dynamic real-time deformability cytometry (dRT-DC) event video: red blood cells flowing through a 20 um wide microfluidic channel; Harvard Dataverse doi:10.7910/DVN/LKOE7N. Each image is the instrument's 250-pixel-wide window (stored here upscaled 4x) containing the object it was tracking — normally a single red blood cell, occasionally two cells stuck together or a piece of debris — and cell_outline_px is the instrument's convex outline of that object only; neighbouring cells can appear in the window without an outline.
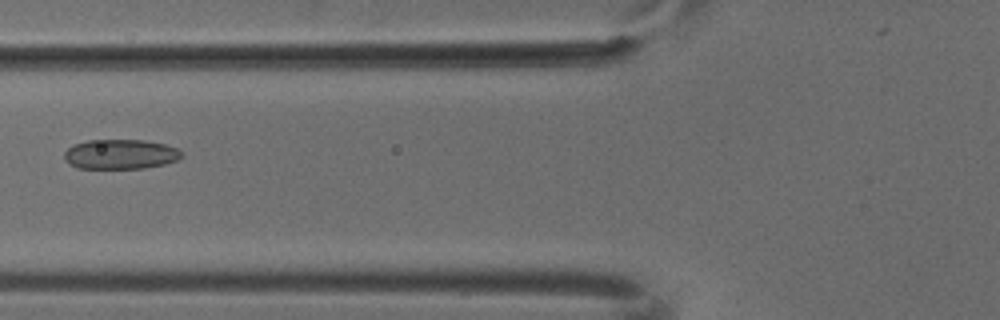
{"species": "common noctule bat (a hibernating species)", "species_latin": "Nyctalus noctula", "temperature_condition": "cold", "stored_images_in_passage": 5, "camera_frame_rate_fps": 3000, "um_per_image_px": 0.085, "animal": {"sex": "male", "body_mass_g": 18.8}, "frame": {"image": 1, "passage_image": 4, "time_ms": 1.0, "image_size_px": [1000, 320], "cell_outline_px": [[184, 156], [176, 160], [164, 164], [144, 168], [76, 168], [68, 164], [64, 160], [64, 152], [72, 144], [88, 140], [144, 140], [164, 144], [176, 148], [184, 152]], "centroid_in_image_um": [10.21, 13.11], "position_along_channel_um": 115.6, "area_um2": 20.52}}
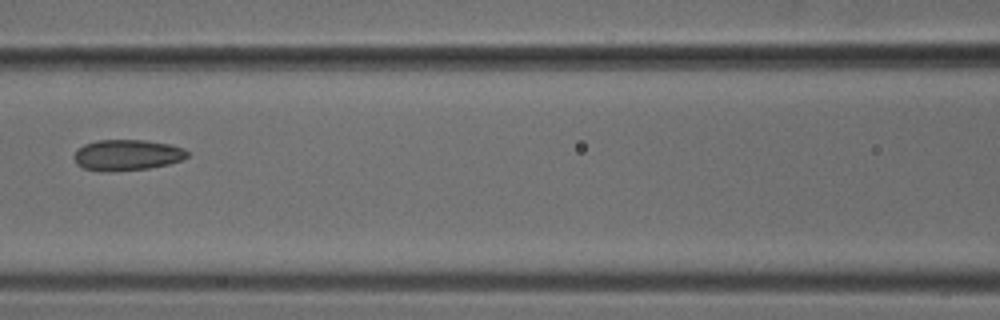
{"frame": {"image": 2, "passage_image": 5, "time_ms": 1.333, "image_size_px": [1000, 320], "cell_outline_px": [[188, 156], [180, 160], [168, 164], [148, 168], [84, 168], [76, 164], [72, 156], [84, 144], [96, 140], [144, 140], [168, 144], [184, 148], [188, 152]], "centroid_in_image_um": [10.83, 13.12], "position_along_channel_um": 155.8, "area_um2": 19.36}}